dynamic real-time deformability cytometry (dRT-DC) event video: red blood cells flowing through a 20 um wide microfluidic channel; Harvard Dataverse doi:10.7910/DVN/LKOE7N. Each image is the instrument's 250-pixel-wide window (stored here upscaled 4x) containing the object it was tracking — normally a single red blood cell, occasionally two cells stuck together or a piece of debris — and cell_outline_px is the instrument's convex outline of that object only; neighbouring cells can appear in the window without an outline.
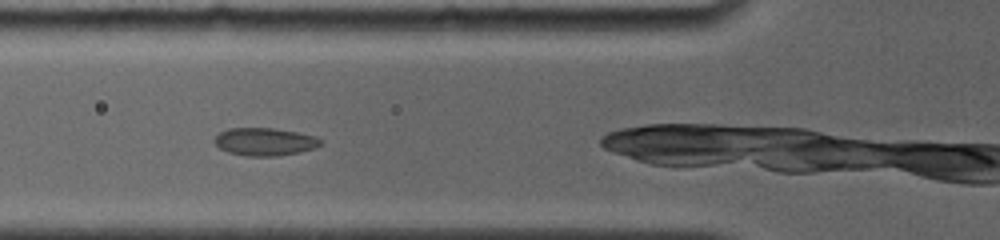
{"species": "common noctule bat (a hibernating species)", "species_latin": "Nyctalus noctula", "temperature_condition": "room temperature", "stored_images_in_passage": 12, "camera_frame_rate_fps": 4000, "um_per_image_px": 0.085, "animal": {"sex": "female", "body_mass_g": 19.0, "forearm_length_mm": 56.7}, "frame": {"image": 1, "passage_image": 4, "time_ms": 1.25, "image_size_px": [1000, 240], "cell_outline_px": [[324, 144], [316, 148], [300, 152], [276, 156], [244, 156], [228, 152], [220, 148], [212, 140], [220, 132], [228, 128], [272, 128], [296, 132], [316, 136]], "centroid_in_image_um": [22.51, 12.05], "position_along_channel_um": 103.3, "area_um2": 17.28}}
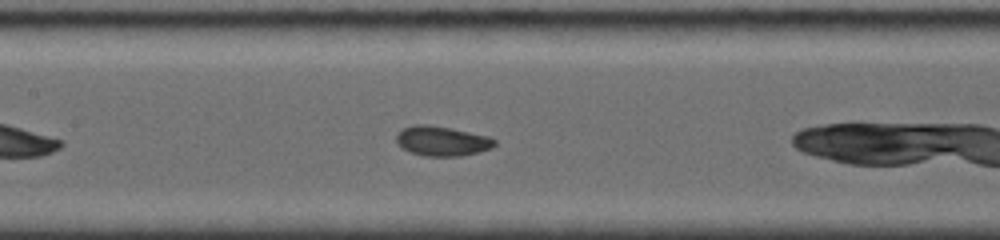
{"frame": {"image": 2, "passage_image": 10, "time_ms": 3.0, "image_size_px": [1000, 240], "cell_outline_px": [[496, 144], [492, 148], [460, 156], [424, 156], [412, 152], [396, 144], [396, 132], [400, 128], [412, 124], [428, 124], [488, 136], [496, 140]], "centroid_in_image_um": [37.51, 11.97], "position_along_channel_um": 169.9, "area_um2": 17.05}}
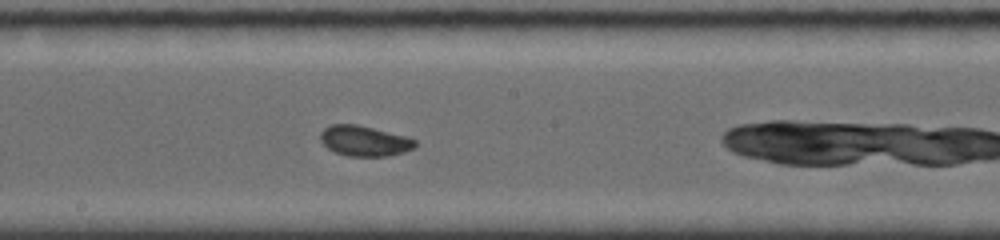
{"frame": {"image": 3, "passage_image": 12, "time_ms": 4.25, "image_size_px": [1000, 240], "cell_outline_px": [[416, 144], [412, 148], [404, 152], [388, 156], [348, 156], [336, 152], [328, 148], [320, 140], [320, 132], [324, 128], [332, 124], [356, 124], [408, 136], [416, 140]], "centroid_in_image_um": [30.97, 11.97], "position_along_channel_um": 217.2, "area_um2": 16.76}}